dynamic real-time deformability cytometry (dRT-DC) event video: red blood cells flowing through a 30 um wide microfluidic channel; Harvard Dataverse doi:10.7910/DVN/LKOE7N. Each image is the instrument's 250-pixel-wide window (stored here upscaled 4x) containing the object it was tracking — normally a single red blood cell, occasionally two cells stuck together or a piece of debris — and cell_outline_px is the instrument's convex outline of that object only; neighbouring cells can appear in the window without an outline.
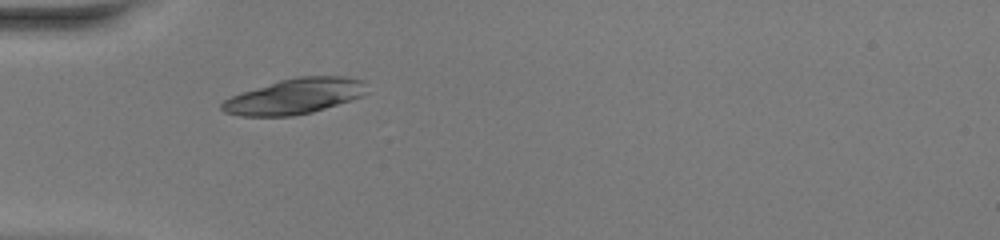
{"species": "common noctule bat (a hibernating species)", "species_latin": "Nyctalus noctula", "temperature_condition": "warm", "stored_images_in_passage": 35, "camera_frame_rate_fps": 3000, "um_per_image_px": 0.085, "animal": {"sex": "female", "body_mass_g": 20.0, "forearm_length_mm": 54.0}, "frame": {"image": 1, "passage_image": 1, "time_ms": 0.0, "image_size_px": [1000, 240], "cell_outline_px": [[368, 92], [364, 96], [352, 100], [312, 112], [292, 116], [240, 116], [224, 112], [220, 108], [220, 104], [224, 100], [240, 92], [280, 80], [300, 76], [344, 76], [364, 80]], "centroid_in_image_um": [25.07, 8.18], "position_along_channel_um": 59.9, "area_um2": 30.17}}
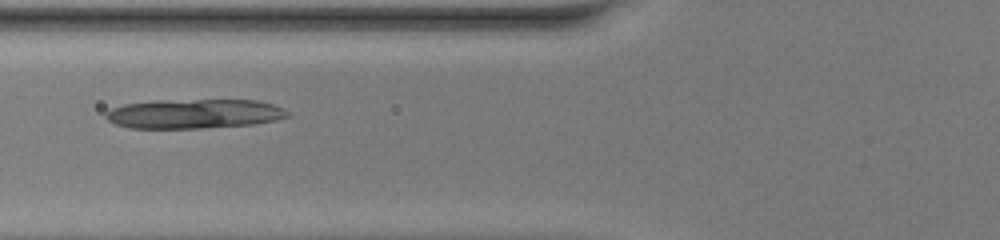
{"frame": {"image": 2, "passage_image": 5, "time_ms": 1.333, "image_size_px": [1000, 240], "cell_outline_px": [[292, 116], [276, 120], [252, 124], [200, 128], [128, 128], [116, 124], [108, 120], [104, 116], [104, 112], [112, 108], [124, 104], [156, 100], [256, 100], [272, 104], [284, 108]], "centroid_in_image_um": [16.49, 9.67], "position_along_channel_um": 109.3, "area_um2": 31.27}}